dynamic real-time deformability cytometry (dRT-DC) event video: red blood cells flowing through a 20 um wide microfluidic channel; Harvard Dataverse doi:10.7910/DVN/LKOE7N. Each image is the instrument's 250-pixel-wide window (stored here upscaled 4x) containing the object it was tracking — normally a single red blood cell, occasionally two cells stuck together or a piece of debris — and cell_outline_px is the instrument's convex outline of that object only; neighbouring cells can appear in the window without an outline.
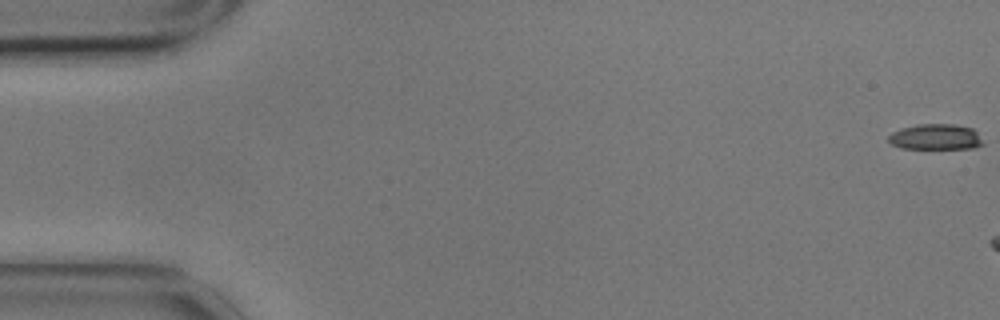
{"species": "common noctule bat (a hibernating species)", "species_latin": "Nyctalus noctula", "temperature_condition": "cold", "stored_images_in_passage": 7, "camera_frame_rate_fps": 3000, "um_per_image_px": 0.085, "animal": {"sex": "male", "body_mass_g": 17.9}, "frame": {"image": 1, "passage_image": 1, "time_ms": 0.0, "image_size_px": [1000, 320], "cell_outline_px": [[984, 144], [976, 148], [900, 148], [892, 144], [888, 140], [888, 136], [892, 132], [900, 128], [916, 124], [956, 124], [972, 128], [984, 140]], "centroid_in_image_um": [79.54, 11.63], "position_along_channel_um": 5.5, "area_um2": 14.28}}